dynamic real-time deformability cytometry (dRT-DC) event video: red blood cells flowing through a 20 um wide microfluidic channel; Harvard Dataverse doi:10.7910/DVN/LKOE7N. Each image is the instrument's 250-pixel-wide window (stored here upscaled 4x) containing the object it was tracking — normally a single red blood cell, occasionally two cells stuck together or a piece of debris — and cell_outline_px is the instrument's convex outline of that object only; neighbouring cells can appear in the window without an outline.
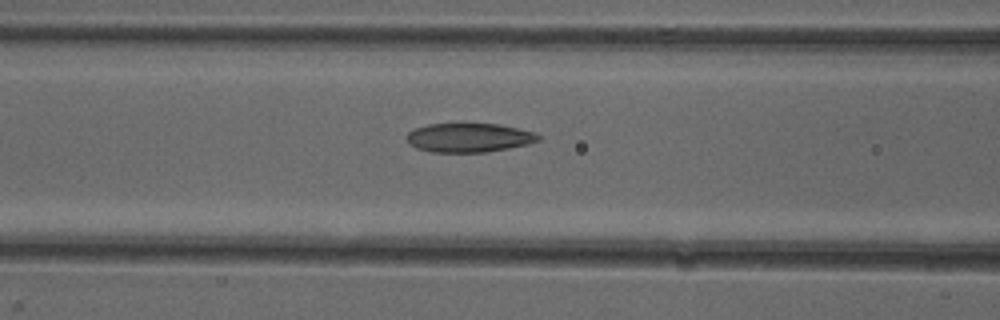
{"species": "common noctule bat (a hibernating species)", "species_latin": "Nyctalus noctula", "temperature_condition": "cold", "stored_images_in_passage": 34, "camera_frame_rate_fps": 3000, "um_per_image_px": 0.085, "animal": {"sex": "female"}, "frame": {"image": 1, "passage_image": 13, "time_ms": 4.0, "image_size_px": [1000, 320], "cell_outline_px": [[540, 140], [528, 144], [508, 148], [484, 152], [432, 152], [416, 148], [408, 144], [404, 136], [412, 128], [428, 124], [500, 124], [536, 132], [540, 136]], "centroid_in_image_um": [39.82, 11.7], "position_along_channel_um": 126.8, "area_um2": 22.48}}
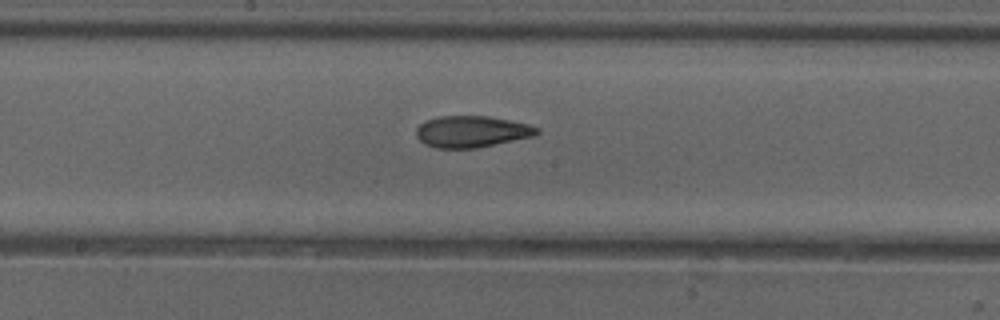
{"frame": {"image": 2, "passage_image": 19, "time_ms": 6.0, "image_size_px": [1000, 320], "cell_outline_px": [[540, 132], [532, 136], [476, 148], [436, 148], [424, 144], [416, 136], [416, 128], [424, 120], [440, 116], [488, 116], [528, 124], [540, 128]], "centroid_in_image_um": [40.05, 11.18], "position_along_channel_um": 208.1, "area_um2": 22.08}}
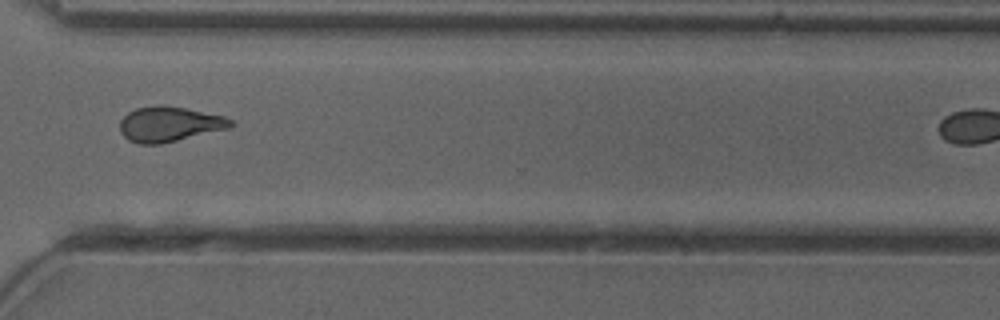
{"frame": {"image": 3, "passage_image": 30, "time_ms": 9.667, "image_size_px": [1000, 320], "cell_outline_px": [[236, 124], [232, 128], [160, 144], [140, 144], [128, 140], [120, 132], [120, 120], [128, 112], [136, 108], [184, 108], [224, 116], [232, 120]], "centroid_in_image_um": [14.44, 10.6], "position_along_channel_um": 356.2, "area_um2": 22.14}}